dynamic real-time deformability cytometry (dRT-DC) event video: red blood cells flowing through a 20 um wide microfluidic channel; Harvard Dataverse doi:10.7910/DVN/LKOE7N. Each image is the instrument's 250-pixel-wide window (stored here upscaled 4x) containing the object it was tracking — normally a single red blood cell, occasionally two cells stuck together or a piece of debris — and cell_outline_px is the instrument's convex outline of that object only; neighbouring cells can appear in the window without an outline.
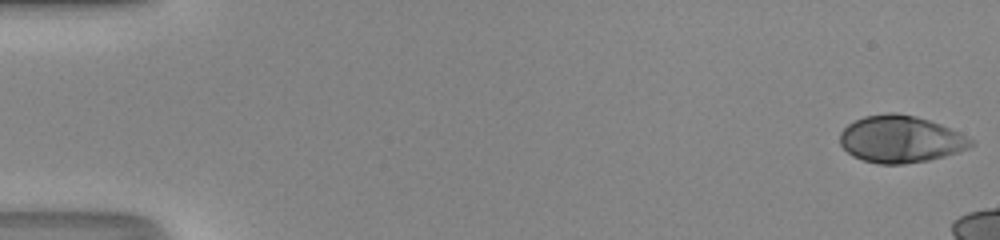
{"species": "human", "species_latin": "Homo sapiens", "temperature_condition": "room temperature", "stored_images_in_passage": 10, "camera_frame_rate_fps": 3000, "um_per_image_px": 0.085, "donor": {"sex": "male"}, "frame": {"image": 1, "passage_image": 1, "time_ms": 0.0, "image_size_px": [1000, 240], "cell_outline_px": [[976, 144], [968, 148], [944, 156], [928, 160], [904, 164], [880, 164], [864, 160], [852, 156], [840, 144], [840, 132], [848, 124], [864, 116], [888, 112], [896, 112], [916, 116], [940, 124], [976, 140]], "centroid_in_image_um": [76.55, 11.82], "position_along_channel_um": 8.4, "area_um2": 35.89}}